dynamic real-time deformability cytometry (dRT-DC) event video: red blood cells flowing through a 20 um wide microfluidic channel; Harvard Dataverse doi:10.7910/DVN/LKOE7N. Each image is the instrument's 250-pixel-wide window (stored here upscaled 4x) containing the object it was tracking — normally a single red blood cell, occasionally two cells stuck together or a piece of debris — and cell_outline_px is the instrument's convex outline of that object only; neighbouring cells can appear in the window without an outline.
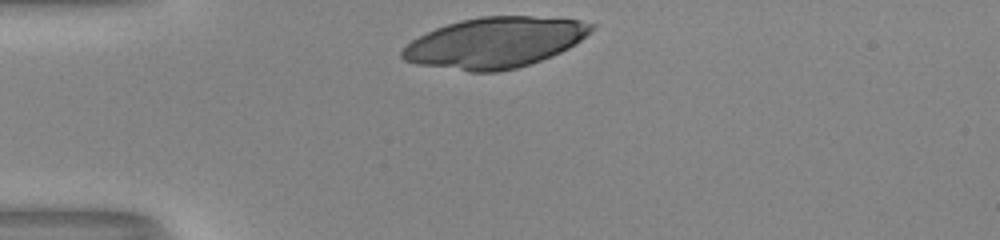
{"species": "human", "species_latin": "Homo sapiens", "temperature_condition": "room temperature", "stored_images_in_passage": 29, "camera_frame_rate_fps": 3000, "um_per_image_px": 0.085, "donor": {"sex": "male"}, "frame": {"image": 1, "passage_image": 1, "time_ms": 0.0, "image_size_px": [1000, 240], "cell_outline_px": [[596, 24], [580, 40], [568, 48], [552, 56], [516, 68], [496, 72], [468, 72], [416, 64], [404, 60], [400, 56], [400, 52], [412, 40], [436, 28], [460, 20], [480, 16], [532, 16], [580, 20]], "centroid_in_image_um": [42.03, 3.62], "position_along_channel_um": 43.0, "area_um2": 55.49}}